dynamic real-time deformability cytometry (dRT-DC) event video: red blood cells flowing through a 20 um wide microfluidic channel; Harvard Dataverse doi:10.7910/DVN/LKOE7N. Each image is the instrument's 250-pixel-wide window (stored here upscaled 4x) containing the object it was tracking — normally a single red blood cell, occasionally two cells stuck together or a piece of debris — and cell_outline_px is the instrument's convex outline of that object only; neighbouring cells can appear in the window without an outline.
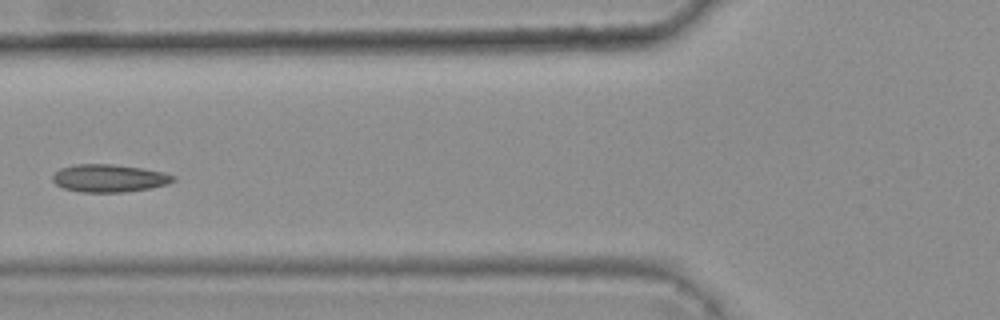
{"species": "common noctule bat (a hibernating species)", "species_latin": "Nyctalus noctula", "temperature_condition": "warm", "stored_images_in_passage": 6, "camera_frame_rate_fps": 3000, "um_per_image_px": 0.085, "animal": {"sex": "female", "body_mass_g": 25.1}, "frame": {"image": 1, "passage_image": 5, "time_ms": 1.333, "image_size_px": [1000, 320], "cell_outline_px": [[176, 180], [168, 184], [152, 188], [124, 192], [80, 192], [64, 188], [56, 184], [52, 180], [52, 176], [60, 168], [72, 164], [112, 164], [140, 168], [164, 172], [176, 176]], "centroid_in_image_um": [9.29, 15.15], "position_along_channel_um": 116.5, "area_um2": 19.59}}
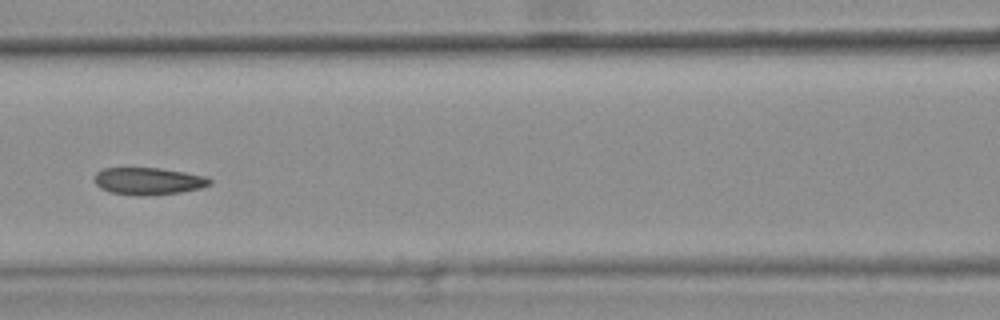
{"frame": {"image": 2, "passage_image": 6, "time_ms": 1.667, "image_size_px": [1000, 320], "cell_outline_px": [[212, 184], [200, 188], [180, 192], [148, 196], [136, 196], [108, 192], [100, 188], [96, 184], [92, 176], [96, 172], [104, 168], [160, 168], [208, 176], [212, 180]], "centroid_in_image_um": [12.59, 15.4], "position_along_channel_um": 154.0, "area_um2": 18.61}}